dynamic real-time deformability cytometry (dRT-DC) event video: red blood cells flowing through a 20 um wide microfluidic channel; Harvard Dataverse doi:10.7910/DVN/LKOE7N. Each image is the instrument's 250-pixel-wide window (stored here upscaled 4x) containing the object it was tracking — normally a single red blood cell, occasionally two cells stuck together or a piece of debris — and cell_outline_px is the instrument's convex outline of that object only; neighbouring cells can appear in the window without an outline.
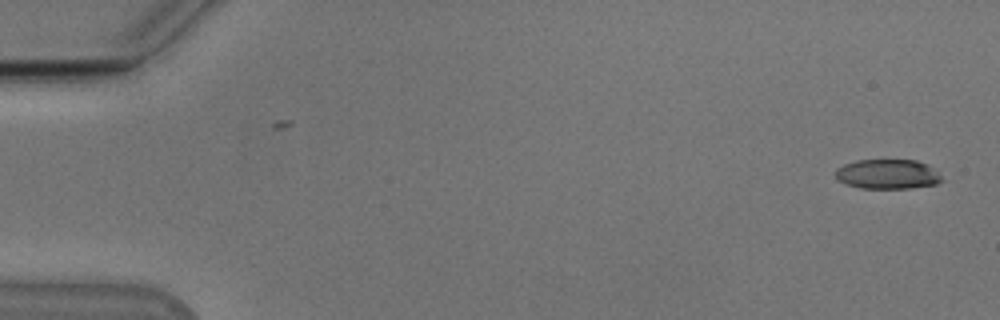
{"species": "Egyptian fruit bat (a non-hibernating species)", "species_latin": "Rousettus aegyptiacus", "temperature_condition": "cold", "stored_images_in_passage": 53, "camera_frame_rate_fps": 3000, "um_per_image_px": 0.085, "animal": {"sex": "male"}, "frame": {"image": 1, "passage_image": 1, "time_ms": 0.0, "image_size_px": [1000, 320], "cell_outline_px": [[944, 180], [936, 184], [912, 188], [860, 188], [844, 184], [836, 180], [836, 168], [844, 164], [856, 160], [916, 160], [924, 164], [936, 172]], "centroid_in_image_um": [75.38, 14.81], "position_along_channel_um": 9.6, "area_um2": 18.32}}
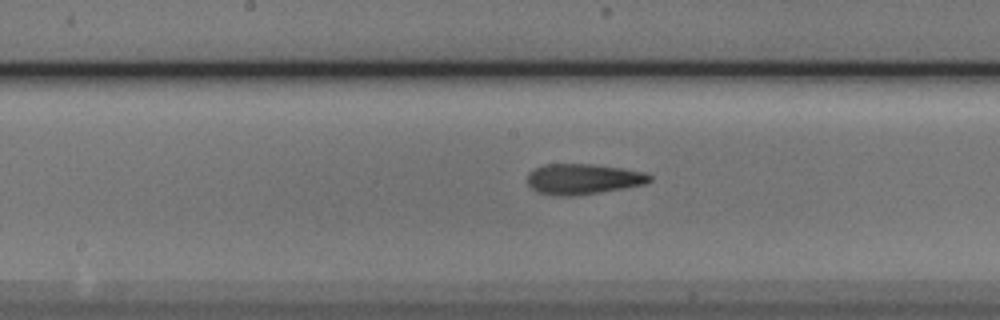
{"frame": {"image": 2, "passage_image": 27, "time_ms": 8.667, "image_size_px": [1000, 320], "cell_outline_px": [[652, 180], [644, 184], [624, 188], [576, 196], [560, 196], [540, 192], [532, 188], [528, 184], [528, 172], [544, 164], [592, 164], [620, 168], [644, 172], [652, 176]], "centroid_in_image_um": [49.57, 15.22], "position_along_channel_um": 198.6, "area_um2": 21.62}}
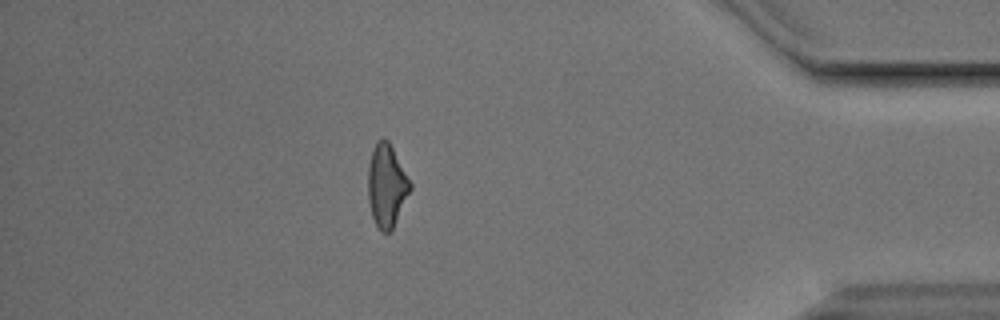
{"frame": {"image": 3, "passage_image": 46, "time_ms": 15.0, "image_size_px": [1000, 320], "cell_outline_px": [[412, 188], [392, 232], [380, 232], [372, 216], [368, 200], [368, 164], [372, 148], [376, 140], [384, 136], [388, 140], [412, 184]], "centroid_in_image_um": [32.86, 15.78], "position_along_channel_um": 402.3, "area_um2": 20.69}, "authors_computed_cell_mechanics": {"area_um2": 20.6924, "velocity_mm_per_s": 3.8488, "shape_relaxation_time_tau1_ms": 3.9566, "shape_relaxation_time_tau2_ms": 2.7792, "deformation_change_tau1": 0.1613, "deformation_change_tau2": 0.142}}